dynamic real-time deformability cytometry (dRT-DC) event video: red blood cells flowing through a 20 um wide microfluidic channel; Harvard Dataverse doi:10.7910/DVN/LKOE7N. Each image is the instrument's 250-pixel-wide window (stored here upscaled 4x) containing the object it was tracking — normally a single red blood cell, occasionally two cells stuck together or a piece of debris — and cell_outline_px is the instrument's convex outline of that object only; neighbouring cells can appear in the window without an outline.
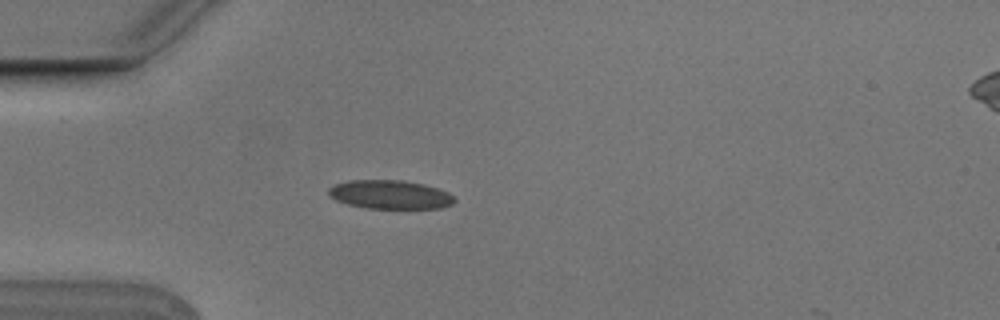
{"species": "Egyptian fruit bat (a non-hibernating species)", "species_latin": "Rousettus aegyptiacus", "temperature_condition": "cold", "stored_images_in_passage": 5, "camera_frame_rate_fps": 3000, "um_per_image_px": 0.085, "animal": {"sex": "male"}, "frame": {"image": 1, "passage_image": 4, "time_ms": 1.0, "image_size_px": [1000, 320], "cell_outline_px": [[456, 200], [452, 204], [440, 208], [364, 208], [348, 204], [336, 200], [328, 196], [328, 188], [336, 184], [348, 180], [404, 180], [424, 184], [448, 192]], "centroid_in_image_um": [33.13, 16.53], "position_along_channel_um": 51.9, "area_um2": 21.1}}